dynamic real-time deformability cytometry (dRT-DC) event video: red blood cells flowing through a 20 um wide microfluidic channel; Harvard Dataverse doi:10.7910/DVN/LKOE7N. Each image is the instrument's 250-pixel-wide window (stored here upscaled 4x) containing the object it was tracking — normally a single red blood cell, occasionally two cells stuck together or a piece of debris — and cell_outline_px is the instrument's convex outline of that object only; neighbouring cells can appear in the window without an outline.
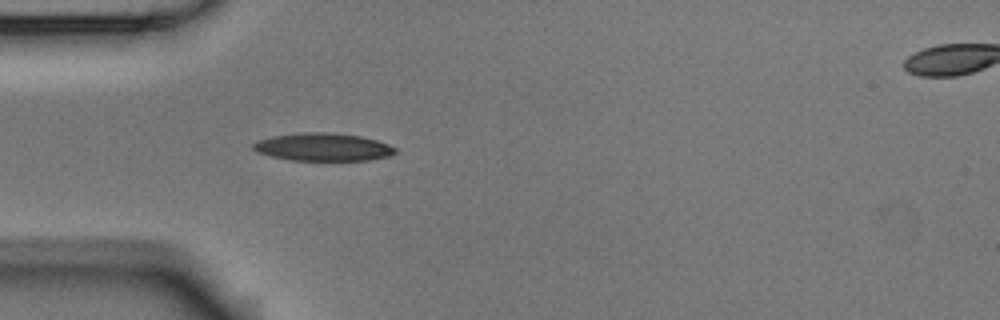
{"species": "Egyptian fruit bat (a non-hibernating species)", "species_latin": "Rousettus aegyptiacus", "temperature_condition": "room temperature", "stored_images_in_passage": 2, "segment_of_instrument_passage": [1, 2], "camera_frame_rate_fps": 3000, "um_per_image_px": 0.085, "animal": {"sex": "male"}, "frame": {"image": 1, "passage_image": 1, "time_ms": 0.0, "image_size_px": [1000, 320], "cell_outline_px": [[396, 152], [392, 156], [368, 160], [288, 160], [256, 152], [252, 148], [252, 144], [256, 140], [272, 136], [300, 132], [328, 132], [360, 136], [376, 140], [388, 144], [396, 148]], "centroid_in_image_um": [27.44, 12.49], "position_along_channel_um": 57.6, "area_um2": 23.18}}